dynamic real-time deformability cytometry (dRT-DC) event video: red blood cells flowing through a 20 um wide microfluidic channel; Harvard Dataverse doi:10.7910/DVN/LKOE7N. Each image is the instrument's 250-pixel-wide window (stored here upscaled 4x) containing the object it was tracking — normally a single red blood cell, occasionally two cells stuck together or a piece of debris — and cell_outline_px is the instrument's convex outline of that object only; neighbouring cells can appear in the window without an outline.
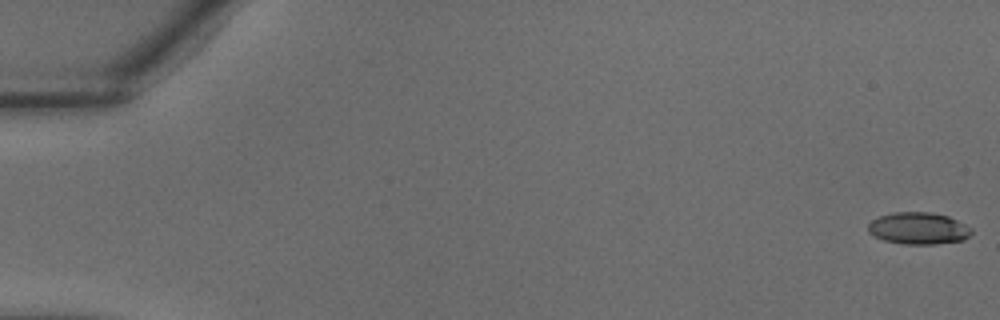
{"species": "common noctule bat (a hibernating species)", "species_latin": "Nyctalus noctula", "temperature_condition": "warm", "stored_images_in_passage": 38, "camera_frame_rate_fps": 3000, "um_per_image_px": 0.085, "animal": {"sex": "male", "body_mass_g": 18.8}, "frame": {"image": 1, "passage_image": 1, "time_ms": 0.0, "image_size_px": [1000, 320], "cell_outline_px": [[972, 232], [964, 240], [936, 244], [904, 244], [884, 240], [868, 232], [868, 224], [872, 220], [880, 216], [892, 212], [932, 212], [948, 216], [972, 228]], "centroid_in_image_um": [78.07, 19.4], "position_along_channel_um": 6.9, "area_um2": 19.19}}
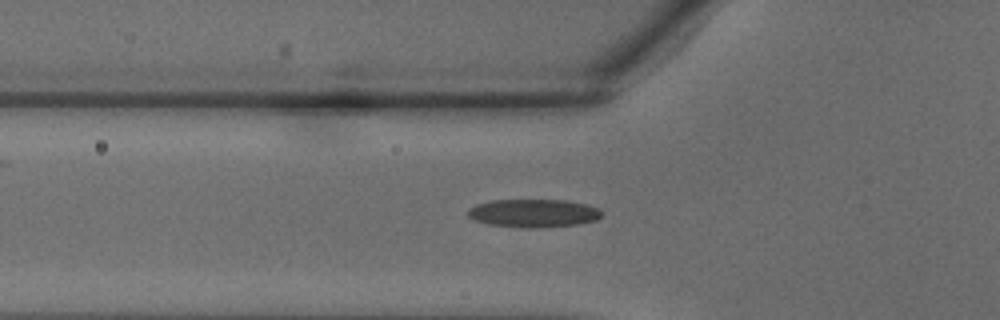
{"frame": {"image": 2, "passage_image": 14, "time_ms": 4.333, "image_size_px": [1000, 320], "cell_outline_px": [[600, 216], [596, 220], [580, 224], [536, 228], [520, 228], [488, 224], [472, 220], [468, 216], [468, 208], [476, 204], [488, 200], [564, 200], [588, 204], [600, 208]], "centroid_in_image_um": [45.31, 18.12], "position_along_channel_um": 80.5, "area_um2": 22.25}}
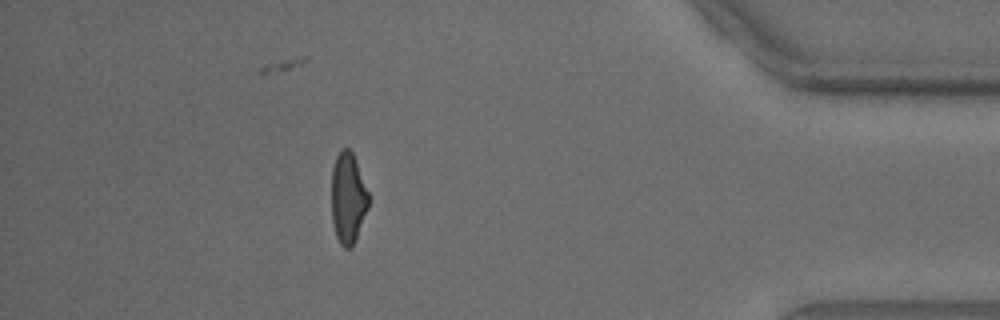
{"frame": {"image": 3, "passage_image": 34, "time_ms": 11.0, "image_size_px": [1000, 320], "cell_outline_px": [[368, 208], [352, 248], [344, 248], [340, 244], [336, 236], [332, 224], [332, 168], [336, 156], [344, 148], [348, 148], [352, 152], [368, 192]], "centroid_in_image_um": [29.57, 16.87], "position_along_channel_um": 405.6, "area_um2": 19.42}}